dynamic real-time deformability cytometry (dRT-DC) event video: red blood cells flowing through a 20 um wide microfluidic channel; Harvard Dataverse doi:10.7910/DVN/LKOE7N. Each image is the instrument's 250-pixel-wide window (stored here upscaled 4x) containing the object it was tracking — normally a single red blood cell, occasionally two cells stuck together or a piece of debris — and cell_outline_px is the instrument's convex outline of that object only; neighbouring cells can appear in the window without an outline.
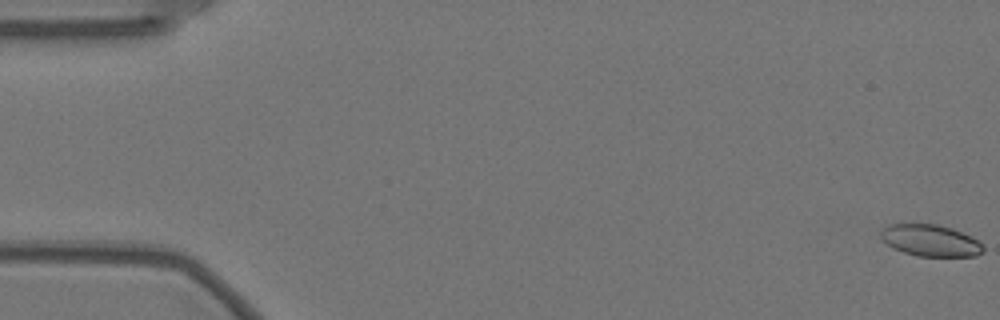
{"species": "Egyptian fruit bat (a non-hibernating species)", "species_latin": "Rousettus aegyptiacus", "temperature_condition": "warm", "stored_images_in_passage": 18, "camera_frame_rate_fps": 3000, "um_per_image_px": 0.085, "animal": {"sex": "female"}, "frame": {"image": 1, "passage_image": 1, "time_ms": 0.0, "image_size_px": [1000, 320], "cell_outline_px": [[984, 252], [976, 256], [916, 256], [892, 248], [880, 236], [880, 232], [888, 224], [936, 224], [952, 228], [972, 236], [984, 244]], "centroid_in_image_um": [79.13, 20.44], "position_along_channel_um": 5.9, "area_um2": 19.02}}
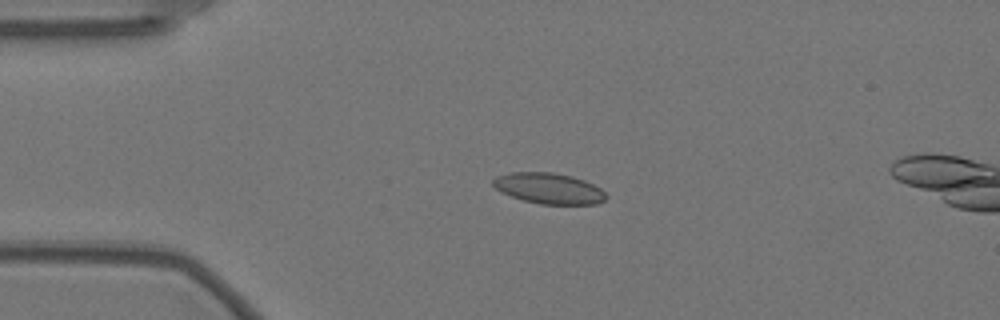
{"frame": {"image": 2, "passage_image": 14, "time_ms": 4.333, "image_size_px": [1000, 320], "cell_outline_px": [[608, 196], [604, 200], [596, 204], [540, 204], [524, 200], [500, 192], [492, 184], [492, 180], [496, 176], [512, 172], [552, 172], [572, 176], [584, 180], [600, 188]], "centroid_in_image_um": [46.64, 16.01], "position_along_channel_um": 38.4, "area_um2": 20.23}}